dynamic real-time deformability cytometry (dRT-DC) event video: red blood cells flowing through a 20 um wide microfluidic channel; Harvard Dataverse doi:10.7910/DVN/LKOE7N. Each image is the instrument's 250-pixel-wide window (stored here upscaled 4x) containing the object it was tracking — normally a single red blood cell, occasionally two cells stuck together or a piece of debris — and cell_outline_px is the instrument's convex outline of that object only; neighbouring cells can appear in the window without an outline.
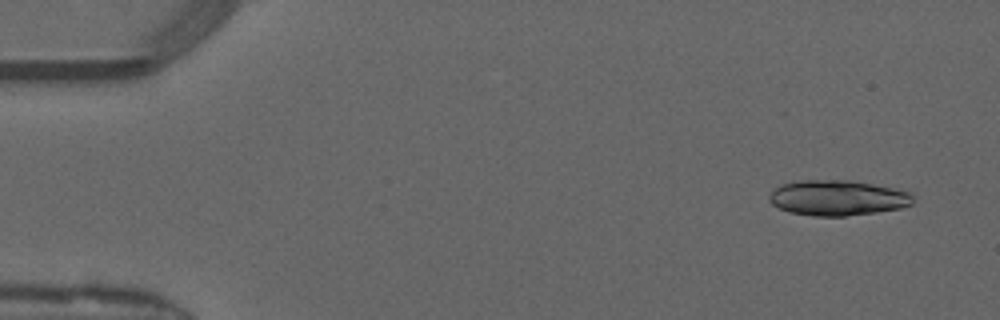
{"species": "common noctule bat (a hibernating species)", "species_latin": "Nyctalus noctula", "temperature_condition": "warm", "stored_images_in_passage": 28, "camera_frame_rate_fps": 3000, "um_per_image_px": 0.085, "animal": {"sex": "male", "forearm_length_mm": 52.5}, "frame": {"image": 1, "passage_image": 2, "time_ms": 0.333, "image_size_px": [1000, 320], "cell_outline_px": [[912, 204], [900, 208], [876, 212], [844, 216], [812, 216], [788, 212], [772, 204], [768, 200], [768, 196], [776, 188], [784, 184], [800, 180], [848, 180], [872, 184], [892, 188], [908, 192], [912, 196]], "centroid_in_image_um": [71.16, 16.82], "position_along_channel_um": 13.8, "area_um2": 29.36}}
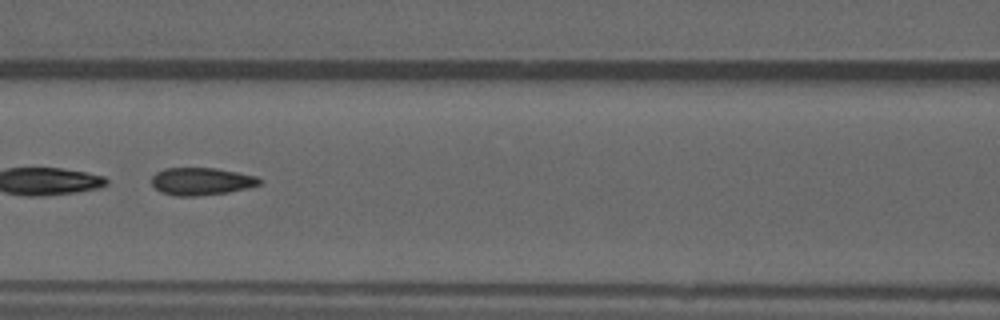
{"frame": {"image": 2, "passage_image": 21, "time_ms": 6.667, "image_size_px": [1000, 320], "cell_outline_px": [[264, 180], [260, 184], [248, 188], [228, 192], [196, 196], [176, 196], [160, 192], [152, 184], [152, 176], [156, 172], [164, 168], [216, 168], [256, 176]], "centroid_in_image_um": [17.12, 15.41], "position_along_channel_um": 149.5, "area_um2": 17.34}}